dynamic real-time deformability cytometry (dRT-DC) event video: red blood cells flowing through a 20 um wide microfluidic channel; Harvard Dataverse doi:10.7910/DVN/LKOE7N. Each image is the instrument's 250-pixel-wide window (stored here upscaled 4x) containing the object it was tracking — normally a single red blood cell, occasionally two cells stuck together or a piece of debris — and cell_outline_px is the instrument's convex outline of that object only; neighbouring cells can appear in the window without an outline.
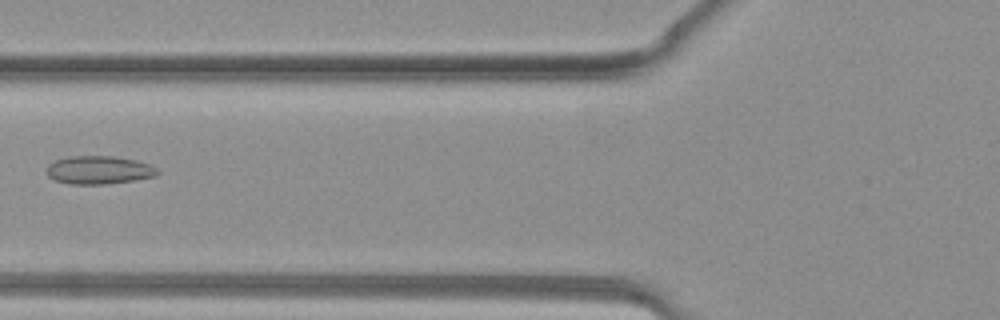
{"species": "common noctule bat (a hibernating species)", "species_latin": "Nyctalus noctula", "temperature_condition": "warm", "stored_images_in_passage": 25, "camera_frame_rate_fps": 3000, "um_per_image_px": 0.085, "animal": {"sex": "female", "body_mass_g": 19.3, "forearm_length_mm": 54.1}, "frame": {"image": 1, "passage_image": 4, "time_ms": 1.0, "image_size_px": [1000, 320], "cell_outline_px": [[160, 172], [156, 176], [136, 180], [104, 184], [68, 184], [56, 180], [48, 176], [48, 164], [56, 160], [68, 156], [112, 156], [136, 160], [152, 164]], "centroid_in_image_um": [8.45, 14.45], "position_along_channel_um": 117.4, "area_um2": 18.26}}
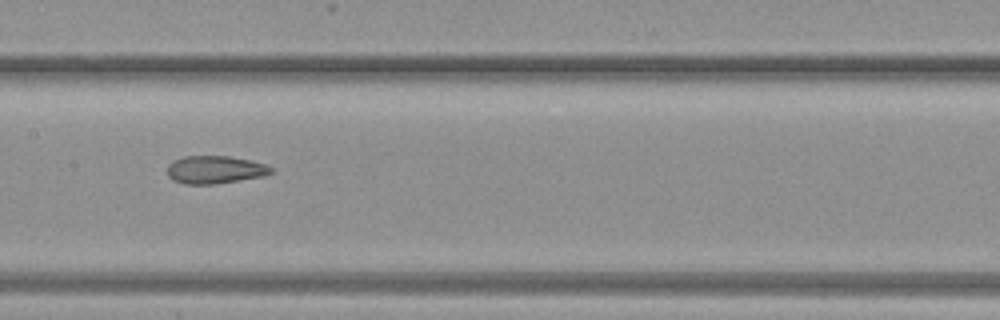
{"frame": {"image": 2, "passage_image": 8, "time_ms": 2.333, "image_size_px": [1000, 320], "cell_outline_px": [[272, 172], [264, 176], [216, 184], [184, 184], [172, 180], [168, 176], [168, 164], [172, 160], [184, 156], [228, 156], [248, 160], [264, 164], [272, 168]], "centroid_in_image_um": [18.23, 14.43], "position_along_channel_um": 189.2, "area_um2": 16.82}}
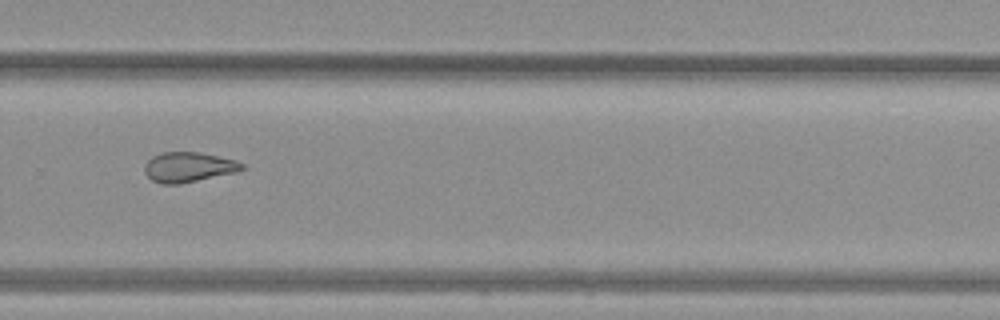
{"frame": {"image": 3, "passage_image": 15, "time_ms": 4.667, "image_size_px": [1000, 320], "cell_outline_px": [[244, 168], [240, 172], [180, 184], [160, 184], [152, 180], [144, 172], [144, 164], [152, 156], [164, 152], [196, 152], [236, 160], [244, 164]], "centroid_in_image_um": [16.03, 14.22], "position_along_channel_um": 313.8, "area_um2": 17.17}}